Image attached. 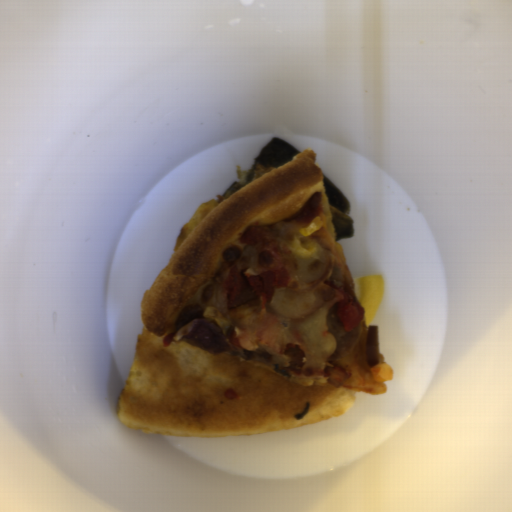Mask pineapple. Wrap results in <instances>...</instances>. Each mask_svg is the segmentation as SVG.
Returning <instances> with one entry per match:
<instances>
[{"mask_svg":"<svg viewBox=\"0 0 512 512\" xmlns=\"http://www.w3.org/2000/svg\"><path fill=\"white\" fill-rule=\"evenodd\" d=\"M280 244L293 279L274 290L270 309L289 319L305 350L316 361H324L333 354L337 340L329 333L326 308L320 306V294L313 284L331 269L328 250L299 234L283 237Z\"/></svg>","mask_w":512,"mask_h":512,"instance_id":"2ff11189","label":"pineapple"}]
</instances>
